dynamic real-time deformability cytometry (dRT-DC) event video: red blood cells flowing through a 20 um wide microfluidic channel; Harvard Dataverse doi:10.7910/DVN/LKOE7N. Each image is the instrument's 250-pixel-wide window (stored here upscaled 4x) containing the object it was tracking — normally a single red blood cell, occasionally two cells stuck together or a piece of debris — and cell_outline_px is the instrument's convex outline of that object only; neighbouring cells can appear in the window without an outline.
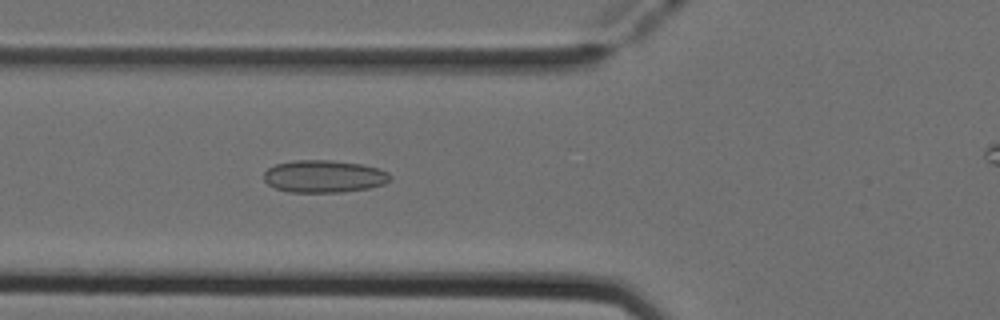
{"species": "Egyptian fruit bat (a non-hibernating species)", "species_latin": "Rousettus aegyptiacus", "temperature_condition": "cold", "stored_images_in_passage": 41, "camera_frame_rate_fps": 3000, "um_per_image_px": 0.085, "animal": {"sex": "female"}, "frame": {"image": 1, "passage_image": 13, "time_ms": 4.0, "image_size_px": [1000, 320], "cell_outline_px": [[392, 176], [384, 184], [368, 188], [340, 192], [288, 192], [276, 188], [268, 184], [264, 180], [264, 172], [268, 168], [276, 164], [292, 160], [332, 160], [364, 164], [388, 172]], "centroid_in_image_um": [27.52, 14.98], "position_along_channel_um": 98.3, "area_um2": 23.87}}
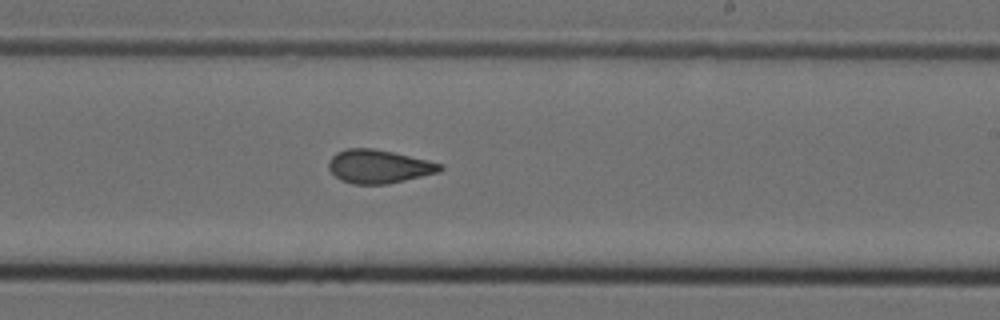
{"frame": {"image": 2, "passage_image": 25, "time_ms": 8.0, "image_size_px": [1000, 320], "cell_outline_px": [[444, 168], [440, 172], [388, 184], [352, 184], [340, 180], [328, 168], [328, 160], [336, 152], [348, 148], [372, 148], [392, 152], [428, 160], [444, 164]], "centroid_in_image_um": [32.2, 14.15], "position_along_channel_um": 256.8, "area_um2": 21.85}}
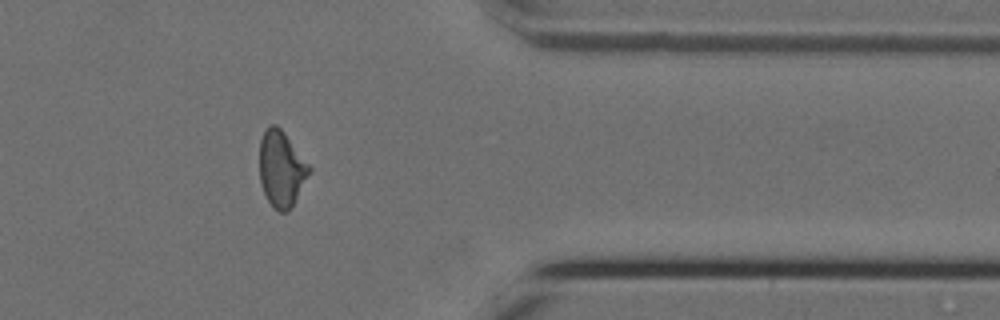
{"frame": {"image": 3, "passage_image": 36, "time_ms": 11.667, "image_size_px": [1000, 320], "cell_outline_px": [[312, 172], [288, 212], [280, 212], [272, 208], [260, 184], [260, 140], [268, 124], [276, 124], [280, 128], [312, 168]], "centroid_in_image_um": [23.92, 14.37], "position_along_channel_um": 387.5, "area_um2": 22.02}, "authors_computed_cell_mechanics": {"area_um2": 22.1952, "velocity_mm_per_s": 3.9615, "shape_relaxation_time_tau1_ms": null, "shape_relaxation_time_tau2_ms": 1.7269, "deformation_change_tau1": null, "deformation_change_tau2": 0.0874}}